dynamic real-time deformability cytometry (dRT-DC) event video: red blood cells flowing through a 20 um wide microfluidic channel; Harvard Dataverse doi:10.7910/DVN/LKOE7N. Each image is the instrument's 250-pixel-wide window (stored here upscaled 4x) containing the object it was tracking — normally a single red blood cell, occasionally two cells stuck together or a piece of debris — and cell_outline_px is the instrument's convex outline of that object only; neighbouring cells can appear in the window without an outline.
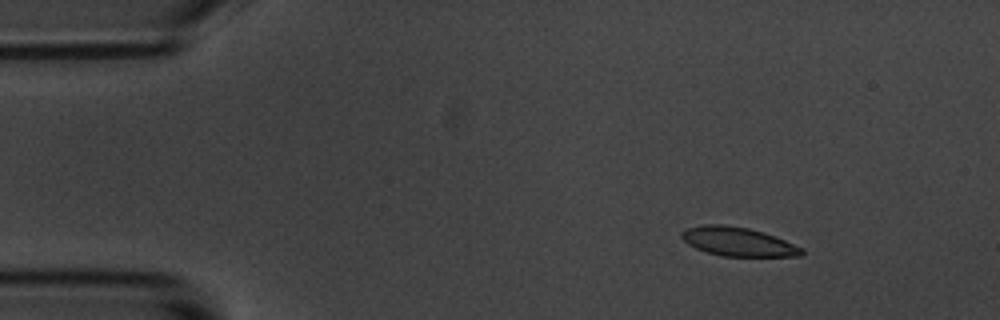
{"species": "common noctule bat (a hibernating species)", "species_latin": "Nyctalus noctula", "temperature_condition": "room temperature", "stored_images_in_passage": 7, "camera_frame_rate_fps": 3000, "um_per_image_px": 0.085, "animal": {"sex": "male", "body_mass_g": 20.1, "forearm_length_mm": 53.5}, "frame": {"image": 1, "passage_image": 1, "time_ms": 0.0, "image_size_px": [1000, 320], "cell_outline_px": [[804, 252], [800, 256], [720, 256], [696, 248], [688, 244], [680, 236], [680, 232], [688, 228], [704, 224], [720, 224], [748, 228], [764, 232], [804, 248]], "centroid_in_image_um": [62.73, 20.54], "position_along_channel_um": 22.3, "area_um2": 20.11}}
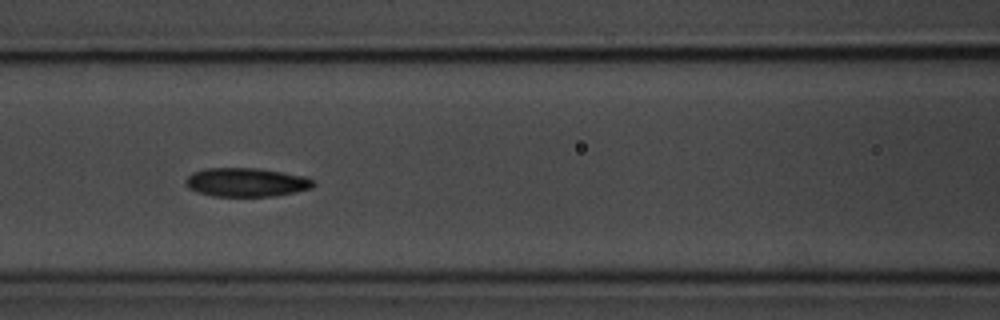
{"frame": {"image": 2, "passage_image": 6, "time_ms": 5.667, "image_size_px": [1000, 320], "cell_outline_px": [[316, 184], [312, 188], [296, 192], [272, 196], [212, 196], [196, 192], [188, 188], [184, 184], [188, 176], [192, 172], [208, 168], [256, 168], [284, 172], [304, 176], [312, 180]], "centroid_in_image_um": [20.92, 15.49], "position_along_channel_um": 145.7, "area_um2": 21.5}}
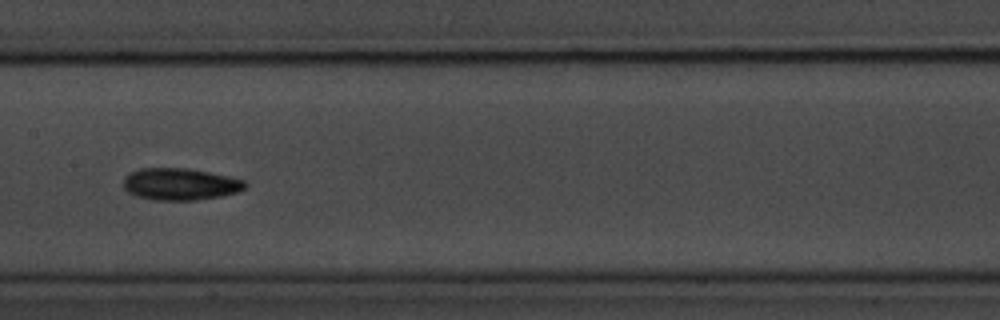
{"frame": {"image": 3, "passage_image": 7, "time_ms": 7.0, "image_size_px": [1000, 320], "cell_outline_px": [[248, 184], [244, 188], [236, 192], [220, 196], [196, 200], [152, 200], [136, 196], [128, 192], [124, 188], [124, 176], [140, 168], [184, 168], [208, 172], [228, 176], [244, 180]], "centroid_in_image_um": [15.29, 15.65], "position_along_channel_um": 192.1, "area_um2": 22.54}}